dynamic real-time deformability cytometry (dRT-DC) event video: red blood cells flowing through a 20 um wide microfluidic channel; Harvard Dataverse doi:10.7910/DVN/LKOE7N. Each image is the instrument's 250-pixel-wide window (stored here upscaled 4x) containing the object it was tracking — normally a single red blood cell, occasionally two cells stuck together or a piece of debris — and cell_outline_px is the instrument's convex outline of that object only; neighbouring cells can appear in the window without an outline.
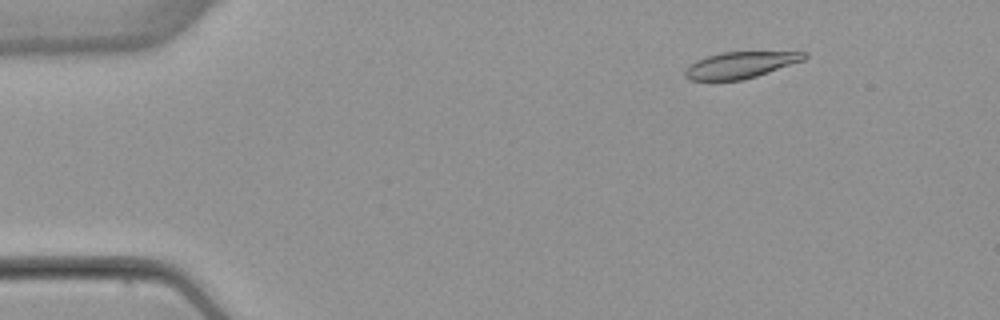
{"species": "common noctule bat (a hibernating species)", "species_latin": "Nyctalus noctula", "temperature_condition": "warm", "stored_images_in_passage": 53, "camera_frame_rate_fps": 3000, "um_per_image_px": 0.085, "animal": {"sex": "female", "body_mass_g": 22.7, "forearm_length_mm": 54.2}, "frame": {"image": 1, "passage_image": 7, "time_ms": 2.0, "image_size_px": [1000, 320], "cell_outline_px": [[808, 56], [804, 60], [744, 80], [692, 80], [684, 76], [684, 72], [696, 60], [720, 52], [804, 52]], "centroid_in_image_um": [62.93, 5.52], "position_along_channel_um": 22.1, "area_um2": 18.03}}
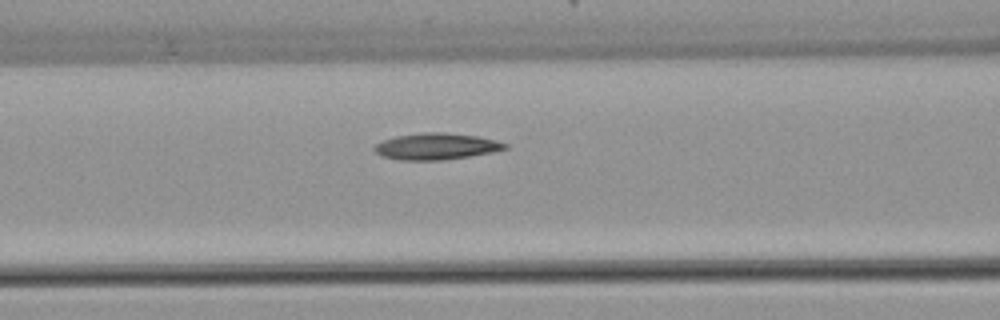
{"frame": {"image": 2, "passage_image": 22, "time_ms": 7.0, "image_size_px": [1000, 320], "cell_outline_px": [[508, 148], [492, 152], [444, 160], [400, 160], [380, 156], [372, 148], [376, 144], [384, 140], [396, 136], [424, 132], [440, 132], [476, 136], [496, 140], [508, 144]], "centroid_in_image_um": [37.06, 12.45], "position_along_channel_um": 129.5, "area_um2": 20.06}}
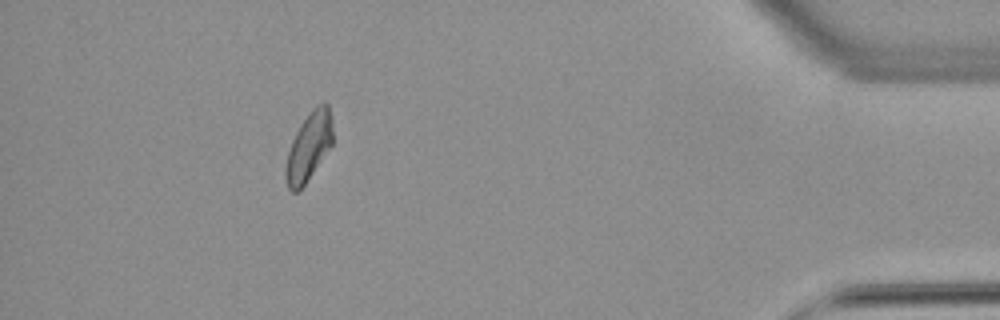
{"frame": {"image": 3, "passage_image": 48, "time_ms": 15.667, "image_size_px": [1000, 320], "cell_outline_px": [[332, 144], [304, 184], [296, 192], [292, 192], [288, 188], [284, 176], [284, 168], [288, 152], [292, 140], [300, 124], [312, 108], [316, 104], [324, 100], [328, 104], [332, 116]], "centroid_in_image_um": [26.24, 12.41], "position_along_channel_um": 409.0, "area_um2": 18.73}, "authors_computed_cell_mechanics": {"area_um2": 19.4208, "velocity_mm_per_s": 3.8692, "shape_relaxation_time_tau1_ms": 11.1543, "shape_relaxation_time_tau2_ms": null, "deformation_change_tau1": 0.2363, "deformation_change_tau2": null}}